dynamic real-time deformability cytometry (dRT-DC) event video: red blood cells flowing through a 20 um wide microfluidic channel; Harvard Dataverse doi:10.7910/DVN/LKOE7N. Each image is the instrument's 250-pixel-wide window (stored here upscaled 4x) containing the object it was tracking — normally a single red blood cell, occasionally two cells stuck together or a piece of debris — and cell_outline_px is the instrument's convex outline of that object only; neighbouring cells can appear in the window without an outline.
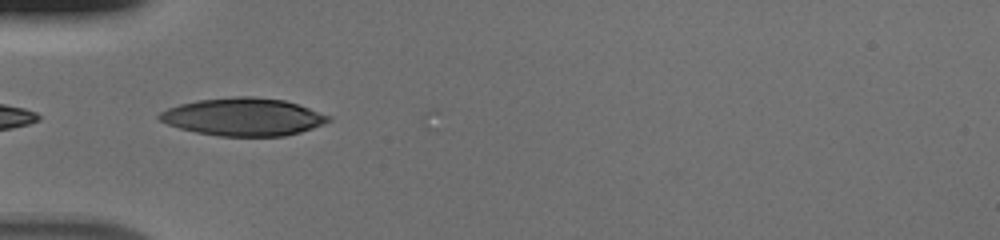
{"species": "human", "species_latin": "Homo sapiens", "temperature_condition": "cold", "stored_images_in_passage": 14, "camera_frame_rate_fps": 3000, "um_per_image_px": 0.085, "donor": {"sex": "male"}, "frame": {"image": 1, "passage_image": 1, "time_ms": 0.0, "image_size_px": [1000, 240], "cell_outline_px": [[332, 120], [324, 124], [300, 132], [284, 136], [220, 136], [196, 132], [180, 128], [168, 124], [160, 120], [156, 116], [160, 112], [168, 108], [180, 104], [196, 100], [236, 96], [252, 96], [284, 100], [332, 116]], "centroid_in_image_um": [20.68, 9.93], "position_along_channel_um": 64.3, "area_um2": 37.11}}
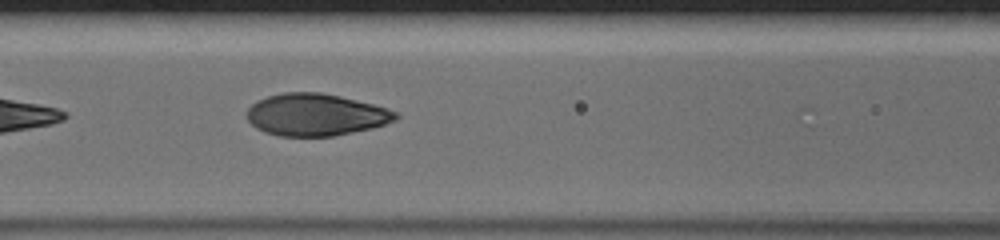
{"frame": {"image": 2, "passage_image": 7, "time_ms": 2.0, "image_size_px": [1000, 240], "cell_outline_px": [[400, 116], [396, 120], [372, 128], [332, 136], [280, 136], [264, 132], [256, 128], [248, 120], [248, 108], [252, 104], [268, 96], [284, 92], [320, 92], [340, 96], [372, 104], [400, 112]], "centroid_in_image_um": [26.86, 9.75], "position_along_channel_um": 139.7, "area_um2": 36.36}}
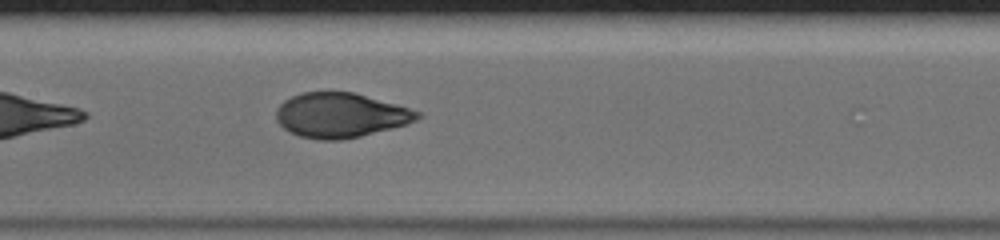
{"frame": {"image": 3, "passage_image": 10, "time_ms": 3.0, "image_size_px": [1000, 240], "cell_outline_px": [[424, 116], [408, 124], [360, 136], [340, 140], [316, 140], [300, 136], [288, 132], [276, 120], [276, 108], [284, 100], [300, 92], [356, 92], [408, 108], [420, 112]], "centroid_in_image_um": [28.93, 9.79], "position_along_channel_um": 178.5, "area_um2": 36.93}}